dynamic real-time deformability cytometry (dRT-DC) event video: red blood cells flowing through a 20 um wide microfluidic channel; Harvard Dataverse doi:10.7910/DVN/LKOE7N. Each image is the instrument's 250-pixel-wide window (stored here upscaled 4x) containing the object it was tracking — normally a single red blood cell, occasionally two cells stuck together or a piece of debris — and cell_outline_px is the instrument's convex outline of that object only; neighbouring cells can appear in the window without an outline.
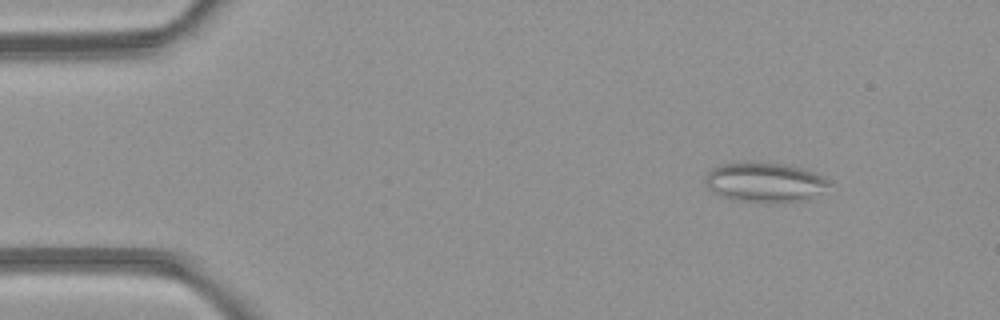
{"species": "common noctule bat (a hibernating species)", "species_latin": "Nyctalus noctula", "temperature_condition": "room temperature", "stored_images_in_passage": 4, "camera_frame_rate_fps": 3000, "um_per_image_px": 0.085, "animal": {"sex": "female", "body_mass_g": 21.9}, "frame": {"image": 1, "passage_image": 2, "time_ms": 1.0, "image_size_px": [1000, 320], "cell_outline_px": [[832, 184], [808, 200], [768, 204], [756, 204], [732, 200], [720, 196], [712, 192], [704, 184], [704, 176], [712, 168], [720, 164], [784, 164], [804, 168], [828, 180]], "centroid_in_image_um": [64.97, 15.56], "position_along_channel_um": 20.0, "area_um2": 28.84}}